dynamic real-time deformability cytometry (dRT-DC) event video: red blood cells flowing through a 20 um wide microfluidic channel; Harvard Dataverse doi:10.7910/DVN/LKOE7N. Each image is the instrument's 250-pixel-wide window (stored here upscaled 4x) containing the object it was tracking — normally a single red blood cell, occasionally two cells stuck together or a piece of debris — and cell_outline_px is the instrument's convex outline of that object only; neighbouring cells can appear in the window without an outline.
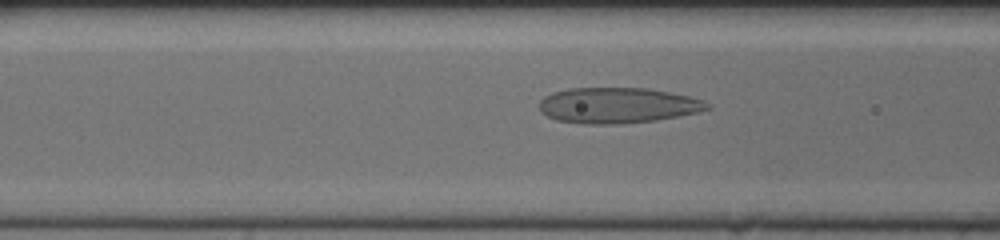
{"species": "human", "species_latin": "Homo sapiens", "temperature_condition": "cold", "stored_images_in_passage": 47, "camera_frame_rate_fps": 3000, "um_per_image_px": 0.085, "donor": {"sex": "female"}, "frame": {"image": 1, "passage_image": 15, "time_ms": 4.667, "image_size_px": [1000, 240], "cell_outline_px": [[712, 108], [696, 112], [656, 120], [620, 124], [584, 124], [556, 120], [540, 112], [540, 100], [544, 96], [552, 92], [568, 88], [648, 88], [688, 96], [704, 100]], "centroid_in_image_um": [52.46, 8.95], "position_along_channel_um": 114.1, "area_um2": 34.85}}
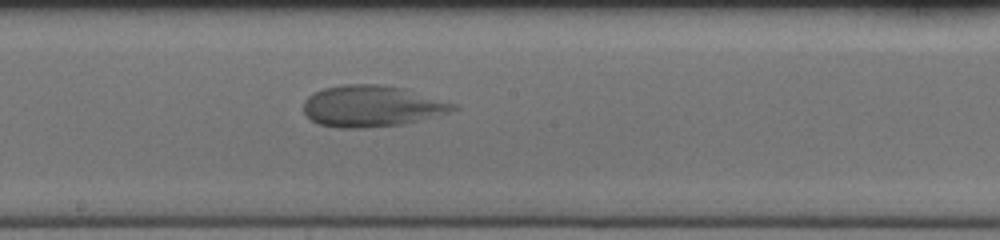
{"frame": {"image": 2, "passage_image": 23, "time_ms": 7.333, "image_size_px": [1000, 240], "cell_outline_px": [[460, 108], [448, 112], [400, 124], [364, 128], [340, 128], [316, 124], [304, 112], [304, 100], [308, 96], [324, 88], [340, 84], [380, 84], [404, 88], [456, 104]], "centroid_in_image_um": [31.56, 9.01], "position_along_channel_um": 216.6, "area_um2": 35.78}}
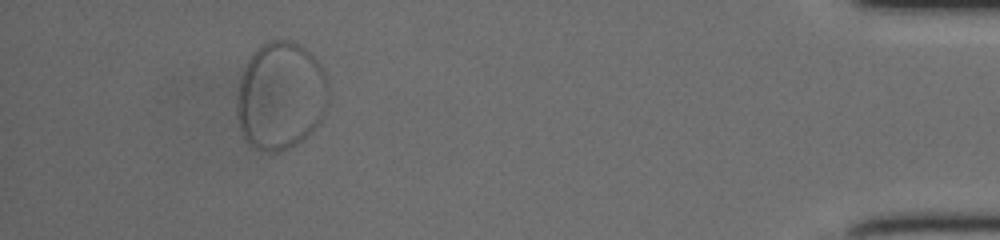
{"frame": {"image": 3, "passage_image": 43, "time_ms": 14.0, "image_size_px": [1000, 240], "cell_outline_px": [[328, 100], [324, 112], [320, 120], [312, 132], [308, 136], [296, 144], [280, 152], [268, 152], [256, 148], [248, 144], [240, 132], [236, 116], [236, 96], [240, 76], [248, 60], [256, 48], [272, 40], [292, 40], [300, 44], [320, 64], [328, 80]], "centroid_in_image_um": [23.83, 8.16], "position_along_channel_um": 411.4, "area_um2": 58.2}}